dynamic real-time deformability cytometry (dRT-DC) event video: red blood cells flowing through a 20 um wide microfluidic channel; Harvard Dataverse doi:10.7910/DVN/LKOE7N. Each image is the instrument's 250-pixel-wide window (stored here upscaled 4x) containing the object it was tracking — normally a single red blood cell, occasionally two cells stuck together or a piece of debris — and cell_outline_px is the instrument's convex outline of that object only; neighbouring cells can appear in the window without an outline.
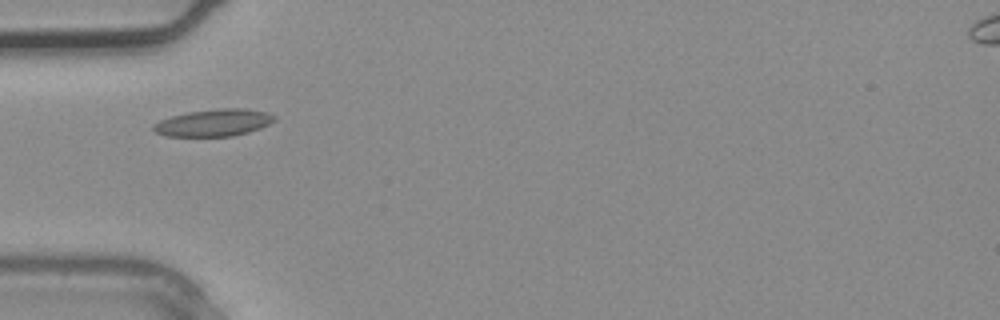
{"species": "common noctule bat (a hibernating species)", "species_latin": "Nyctalus noctula", "temperature_condition": "warm", "stored_images_in_passage": 2, "camera_frame_rate_fps": 3000, "um_per_image_px": 0.085, "animal": {"sex": "male", "body_mass_g": 20.4}, "frame": {"image": 1, "passage_image": 2, "time_ms": 0.333, "image_size_px": [1000, 320], "cell_outline_px": [[276, 120], [260, 128], [248, 132], [232, 136], [164, 136], [156, 132], [152, 128], [152, 124], [160, 120], [172, 116], [188, 112], [220, 108], [244, 108], [268, 112], [276, 116]], "centroid_in_image_um": [18.18, 10.42], "position_along_channel_um": 66.8, "area_um2": 19.13}}